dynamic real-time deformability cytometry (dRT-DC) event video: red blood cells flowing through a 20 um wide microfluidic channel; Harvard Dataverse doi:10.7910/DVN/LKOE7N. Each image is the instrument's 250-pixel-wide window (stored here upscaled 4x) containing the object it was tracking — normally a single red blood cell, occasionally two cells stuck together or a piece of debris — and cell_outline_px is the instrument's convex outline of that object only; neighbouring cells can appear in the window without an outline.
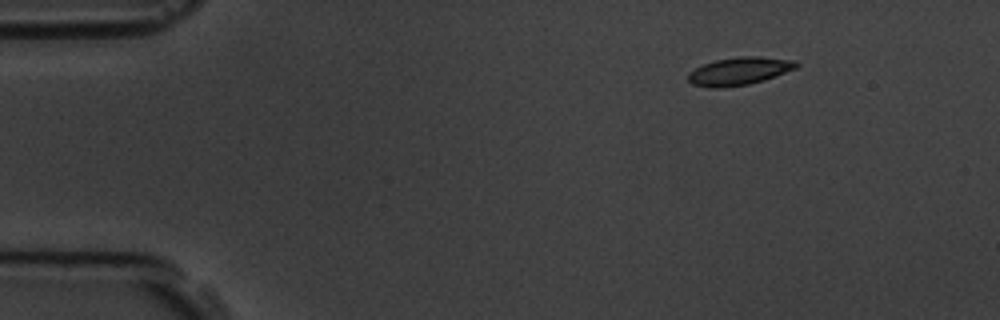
{"species": "common noctule bat (a hibernating species)", "species_latin": "Nyctalus noctula", "temperature_condition": "room temperature", "stored_images_in_passage": 4, "camera_frame_rate_fps": 3000, "um_per_image_px": 0.085, "animal": {"sex": "male", "body_mass_g": 19.5, "forearm_length_mm": 54.6}, "frame": {"image": 1, "passage_image": 1, "time_ms": 0.0, "image_size_px": [1000, 320], "cell_outline_px": [[800, 64], [796, 68], [764, 80], [748, 84], [724, 88], [708, 88], [692, 84], [688, 80], [688, 72], [704, 64], [716, 60], [740, 56], [760, 56], [796, 60]], "centroid_in_image_um": [62.84, 6.05], "position_along_channel_um": 22.2, "area_um2": 17.63}}